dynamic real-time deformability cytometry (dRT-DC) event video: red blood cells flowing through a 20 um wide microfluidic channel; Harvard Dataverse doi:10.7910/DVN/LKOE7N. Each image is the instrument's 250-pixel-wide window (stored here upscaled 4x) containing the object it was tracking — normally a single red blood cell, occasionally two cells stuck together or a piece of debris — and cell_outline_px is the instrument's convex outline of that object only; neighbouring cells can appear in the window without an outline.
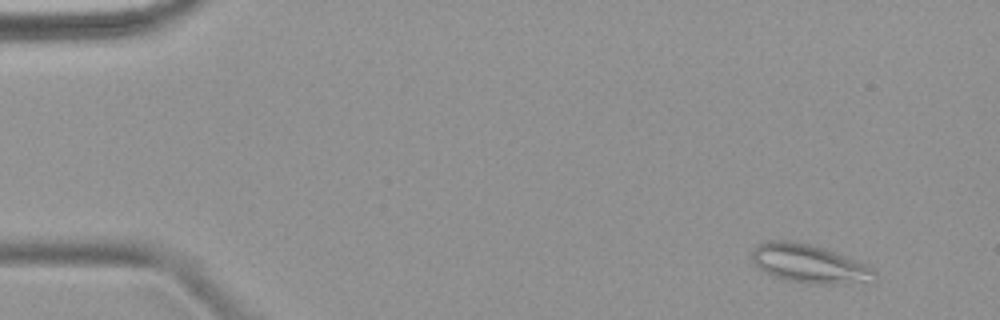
{"species": "common noctule bat (a hibernating species)", "species_latin": "Nyctalus noctula", "temperature_condition": "warm", "stored_images_in_passage": 7, "camera_frame_rate_fps": 3000, "um_per_image_px": 0.085, "animal": {"sex": "female", "body_mass_g": 18.4}, "frame": {"image": 1, "passage_image": 2, "time_ms": 1.333, "image_size_px": [1000, 320], "cell_outline_px": [[876, 280], [828, 284], [808, 284], [784, 280], [772, 276], [752, 264], [752, 252], [760, 244], [768, 240], [788, 240], [820, 248], [832, 252], [864, 264], [872, 268], [876, 272]], "centroid_in_image_um": [68.71, 22.44], "position_along_channel_um": 16.3, "area_um2": 26.93}}
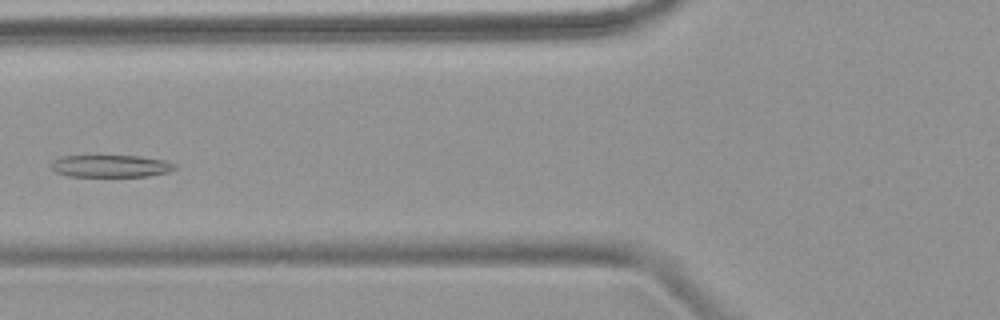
{"frame": {"image": 2, "passage_image": 6, "time_ms": 7.0, "image_size_px": [1000, 320], "cell_outline_px": [[176, 168], [168, 172], [148, 176], [68, 176], [56, 172], [52, 168], [52, 160], [60, 156], [140, 156], [164, 160], [176, 164]], "centroid_in_image_um": [9.42, 14.11], "position_along_channel_um": 116.4, "area_um2": 15.95}}
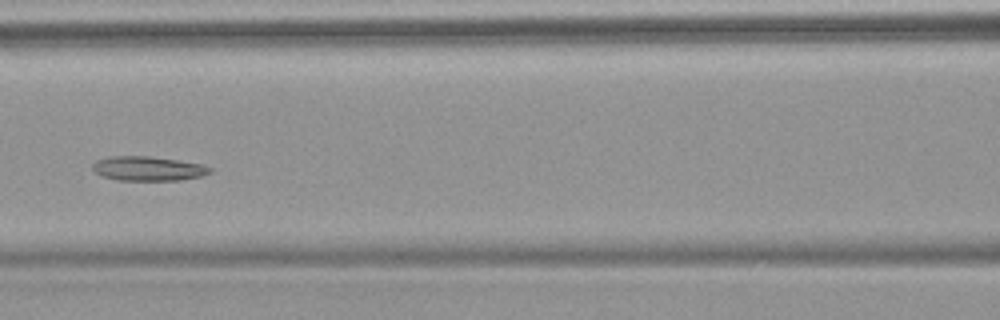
{"frame": {"image": 3, "passage_image": 7, "time_ms": 8.0, "image_size_px": [1000, 320], "cell_outline_px": [[212, 172], [200, 176], [180, 180], [116, 180], [100, 176], [92, 168], [92, 164], [96, 160], [108, 156], [148, 156], [176, 160], [200, 164], [212, 168]], "centroid_in_image_um": [12.53, 14.33], "position_along_channel_um": 154.1, "area_um2": 16.65}}